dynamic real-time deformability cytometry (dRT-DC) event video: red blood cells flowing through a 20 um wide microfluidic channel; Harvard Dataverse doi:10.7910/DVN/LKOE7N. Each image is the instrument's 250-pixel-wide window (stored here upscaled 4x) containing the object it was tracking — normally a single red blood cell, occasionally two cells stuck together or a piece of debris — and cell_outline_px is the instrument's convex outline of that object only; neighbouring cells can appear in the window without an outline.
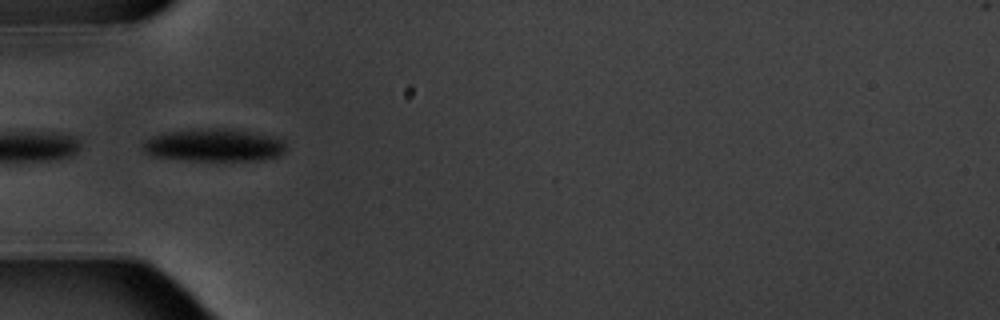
{"species": "common noctule bat (a hibernating species)", "species_latin": "Nyctalus noctula", "temperature_condition": "warm", "stored_images_in_passage": 6, "camera_frame_rate_fps": 3000, "um_per_image_px": 0.085, "animal": {"sex": "male", "body_mass_g": 20.1, "forearm_length_mm": 53.5}, "frame": {"image": 1, "passage_image": 6, "time_ms": 6.0, "image_size_px": [1000, 320], "cell_outline_px": [[284, 152], [280, 156], [264, 160], [188, 160], [152, 156], [144, 152], [144, 140], [152, 136], [164, 132], [200, 128], [224, 128], [276, 136], [284, 140]], "centroid_in_image_um": [18.21, 12.33], "position_along_channel_um": 66.8, "area_um2": 27.4}}